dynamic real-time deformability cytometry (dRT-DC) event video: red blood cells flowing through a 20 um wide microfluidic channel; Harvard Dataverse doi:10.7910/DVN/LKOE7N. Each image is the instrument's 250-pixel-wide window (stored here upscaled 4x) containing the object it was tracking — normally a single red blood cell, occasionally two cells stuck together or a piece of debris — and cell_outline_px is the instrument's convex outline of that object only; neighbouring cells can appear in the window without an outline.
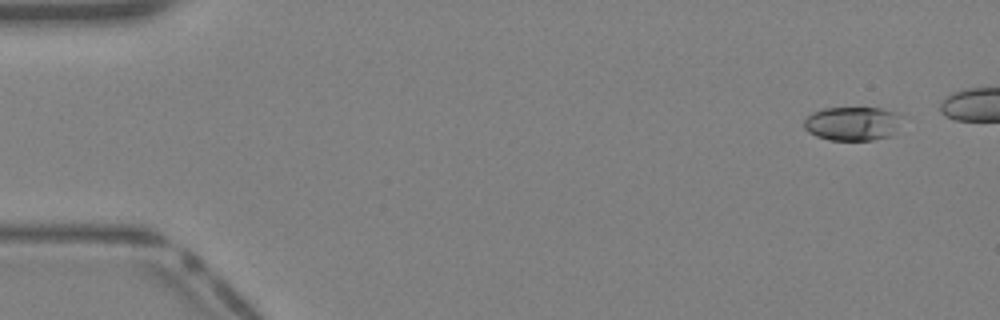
{"species": "Egyptian fruit bat (a non-hibernating species)", "species_latin": "Rousettus aegyptiacus", "temperature_condition": "warm", "stored_images_in_passage": 35, "camera_frame_rate_fps": 3000, "um_per_image_px": 0.085, "animal": {"sex": "female"}, "frame": {"image": 1, "passage_image": 3, "time_ms": 0.667, "image_size_px": [1000, 320], "cell_outline_px": [[900, 116], [892, 136], [872, 140], [828, 140], [816, 136], [808, 132], [804, 128], [804, 116], [812, 112], [824, 108], [880, 108], [892, 112]], "centroid_in_image_um": [72.36, 10.51], "position_along_channel_um": 12.6, "area_um2": 19.25}}
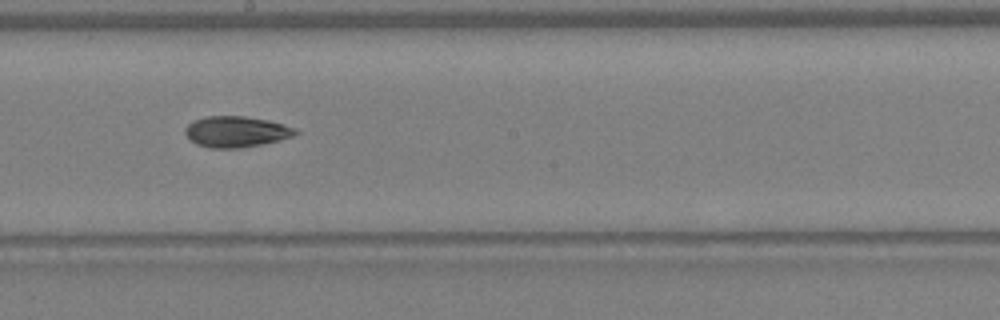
{"frame": {"image": 2, "passage_image": 23, "time_ms": 7.333, "image_size_px": [1000, 320], "cell_outline_px": [[300, 132], [292, 136], [280, 140], [240, 148], [208, 148], [196, 144], [184, 132], [184, 128], [192, 120], [208, 116], [244, 116], [268, 120], [296, 128]], "centroid_in_image_um": [20.06, 11.19], "position_along_channel_um": 228.1, "area_um2": 19.88}}
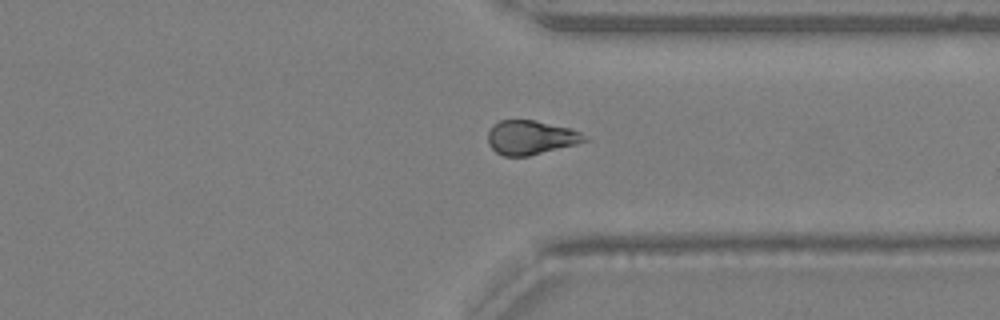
{"frame": {"image": 3, "passage_image": 31, "time_ms": 10.0, "image_size_px": [1000, 320], "cell_outline_px": [[592, 140], [528, 156], [504, 156], [496, 152], [488, 144], [488, 132], [492, 124], [500, 120], [532, 120], [572, 128], [588, 136]], "centroid_in_image_um": [45.14, 11.68], "position_along_channel_um": 366.3, "area_um2": 19.36}}